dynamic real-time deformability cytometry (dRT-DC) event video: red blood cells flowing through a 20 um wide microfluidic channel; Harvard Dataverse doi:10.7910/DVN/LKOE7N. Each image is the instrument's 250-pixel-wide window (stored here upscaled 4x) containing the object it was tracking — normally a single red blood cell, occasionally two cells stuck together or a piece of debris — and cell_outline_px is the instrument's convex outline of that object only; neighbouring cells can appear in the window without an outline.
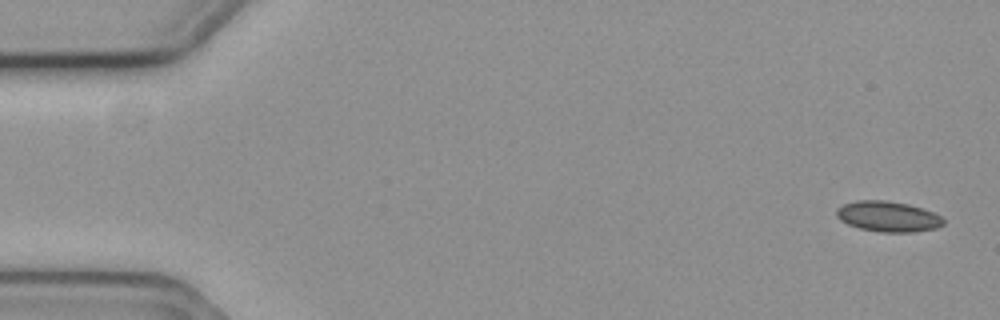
{"species": "common noctule bat (a hibernating species)", "species_latin": "Nyctalus noctula", "temperature_condition": "cold", "stored_images_in_passage": 2, "camera_frame_rate_fps": 3000, "um_per_image_px": 0.085, "animal": {"sex": "female", "body_mass_g": 19.3, "forearm_length_mm": 54.1}, "frame": {"image": 1, "passage_image": 1, "time_ms": 0.0, "image_size_px": [1000, 320], "cell_outline_px": [[944, 224], [936, 228], [912, 232], [880, 232], [860, 228], [848, 224], [840, 220], [836, 216], [836, 208], [844, 204], [856, 200], [884, 200], [908, 204], [924, 208], [940, 216], [944, 220]], "centroid_in_image_um": [75.47, 18.39], "position_along_channel_um": 9.5, "area_um2": 19.02}}